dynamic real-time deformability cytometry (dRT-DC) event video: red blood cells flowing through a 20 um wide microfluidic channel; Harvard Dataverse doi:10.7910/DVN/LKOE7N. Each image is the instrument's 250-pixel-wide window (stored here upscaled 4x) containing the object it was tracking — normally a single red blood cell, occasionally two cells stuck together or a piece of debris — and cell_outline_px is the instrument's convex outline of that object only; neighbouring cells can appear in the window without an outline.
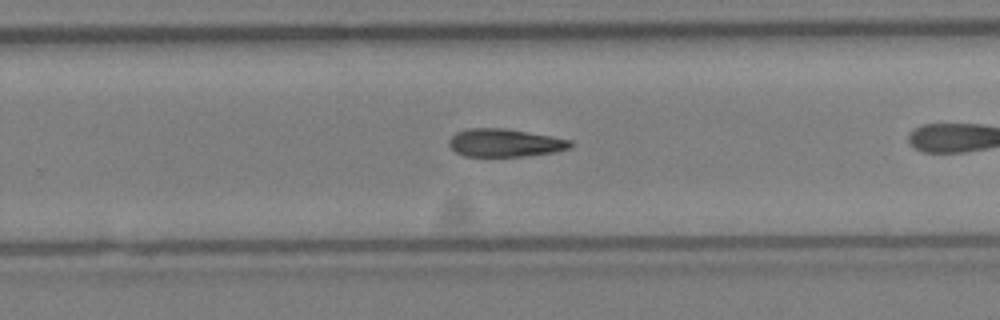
{"species": "Egyptian fruit bat (a non-hibernating species)", "species_latin": "Rousettus aegyptiacus", "temperature_condition": "cold", "stored_images_in_passage": 21, "camera_frame_rate_fps": 3000, "um_per_image_px": 0.085, "animal": {"sex": "female"}, "frame": {"image": 1, "passage_image": 15, "time_ms": 4.667, "image_size_px": [1000, 320], "cell_outline_px": [[572, 144], [568, 148], [552, 152], [524, 156], [464, 156], [456, 152], [448, 144], [448, 140], [456, 132], [468, 128], [504, 128], [552, 136], [572, 140]], "centroid_in_image_um": [42.88, 12.13], "position_along_channel_um": 286.9, "area_um2": 19.65}}